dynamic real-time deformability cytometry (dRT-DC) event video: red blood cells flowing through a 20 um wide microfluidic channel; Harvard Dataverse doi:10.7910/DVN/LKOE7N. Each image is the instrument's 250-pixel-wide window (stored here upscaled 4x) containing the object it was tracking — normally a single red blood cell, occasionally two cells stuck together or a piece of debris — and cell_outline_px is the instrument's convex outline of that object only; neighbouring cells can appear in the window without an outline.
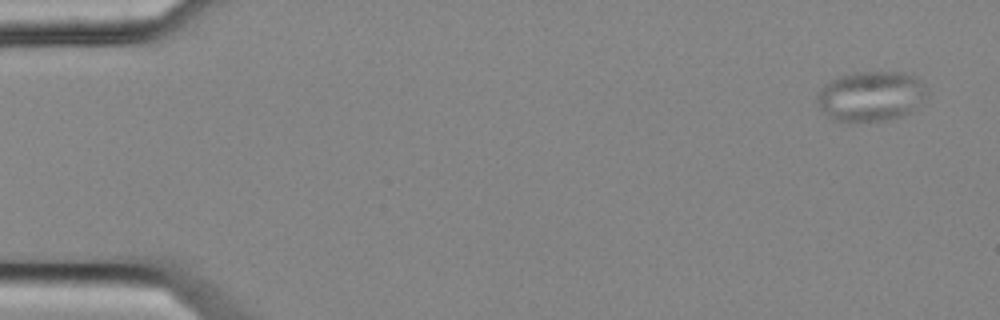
{"species": "common noctule bat (a hibernating species)", "species_latin": "Nyctalus noctula", "temperature_condition": "cold", "stored_images_in_passage": 7, "camera_frame_rate_fps": 3000, "um_per_image_px": 0.085, "animal": {"sex": "female", "body_mass_g": 25.1}, "frame": {"image": 1, "passage_image": 1, "time_ms": 0.0, "image_size_px": [1000, 320], "cell_outline_px": [[924, 96], [916, 108], [912, 112], [888, 120], [832, 120], [816, 104], [816, 96], [820, 88], [824, 84], [840, 76], [856, 72], [904, 72], [916, 76], [920, 80], [924, 88]], "centroid_in_image_um": [73.99, 8.16], "position_along_channel_um": 11.0, "area_um2": 31.67}}
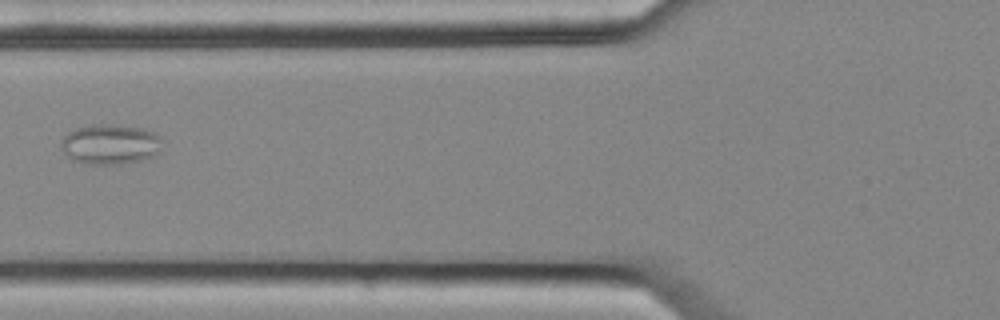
{"frame": {"image": 2, "passage_image": 6, "time_ms": 1.667, "image_size_px": [1000, 320], "cell_outline_px": [[160, 152], [156, 156], [140, 160], [120, 164], [84, 164], [76, 160], [64, 152], [60, 148], [60, 144], [64, 136], [68, 132], [76, 128], [92, 124], [104, 124], [144, 128], [160, 136]], "centroid_in_image_um": [9.37, 12.26], "position_along_channel_um": 116.4, "area_um2": 23.58}}
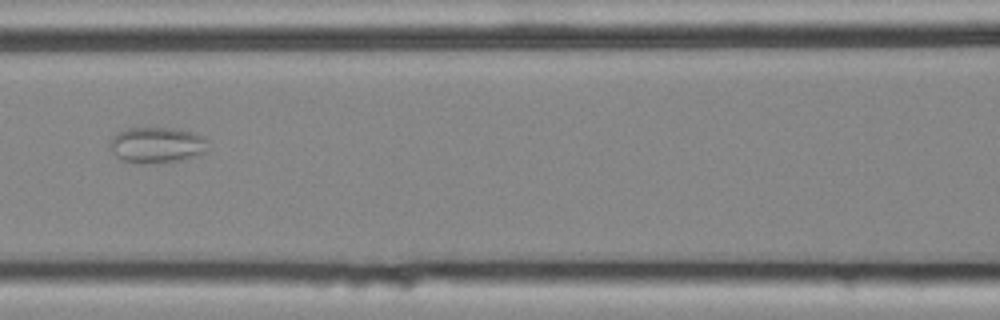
{"frame": {"image": 3, "passage_image": 7, "time_ms": 2.0, "image_size_px": [1000, 320], "cell_outline_px": [[208, 140], [204, 152], [184, 160], [124, 160], [116, 156], [108, 148], [108, 144], [112, 136], [128, 128], [176, 128], [192, 132]], "centroid_in_image_um": [13.31, 12.26], "position_along_channel_um": 153.3, "area_um2": 19.59}}